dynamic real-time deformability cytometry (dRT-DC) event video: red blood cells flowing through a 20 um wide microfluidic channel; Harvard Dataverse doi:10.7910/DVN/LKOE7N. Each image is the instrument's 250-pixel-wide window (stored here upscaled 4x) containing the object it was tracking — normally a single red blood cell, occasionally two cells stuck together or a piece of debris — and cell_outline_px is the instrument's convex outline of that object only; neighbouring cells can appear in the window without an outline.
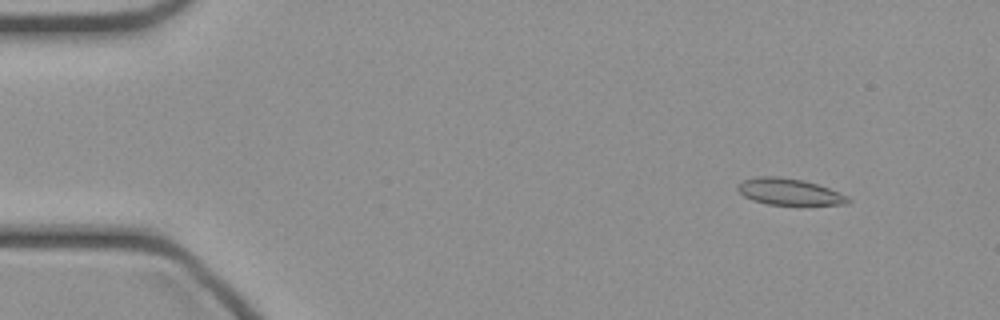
{"species": "common noctule bat (a hibernating species)", "species_latin": "Nyctalus noctula", "temperature_condition": "cold", "stored_images_in_passage": 47, "camera_frame_rate_fps": 3000, "um_per_image_px": 0.085, "animal": {"sex": "female", "body_mass_g": 21.9}, "frame": {"image": 1, "passage_image": 5, "time_ms": 1.333, "image_size_px": [1000, 320], "cell_outline_px": [[852, 200], [848, 204], [768, 204], [752, 200], [744, 196], [736, 188], [744, 180], [760, 176], [776, 176], [804, 180], [828, 188], [848, 196]], "centroid_in_image_um": [67.09, 16.29], "position_along_channel_um": 17.9, "area_um2": 16.7}}
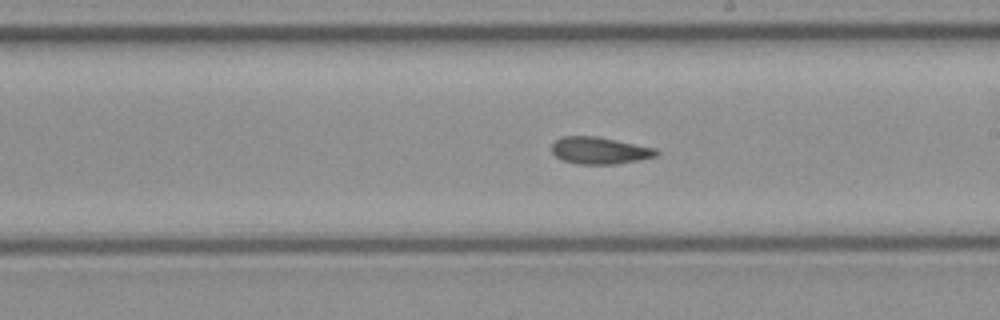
{"frame": {"image": 2, "passage_image": 27, "time_ms": 8.667, "image_size_px": [1000, 320], "cell_outline_px": [[660, 152], [656, 156], [640, 160], [616, 164], [576, 164], [564, 160], [556, 156], [552, 152], [552, 144], [556, 140], [564, 136], [596, 136], [656, 148]], "centroid_in_image_um": [50.99, 12.8], "position_along_channel_um": 238.0, "area_um2": 16.42}}
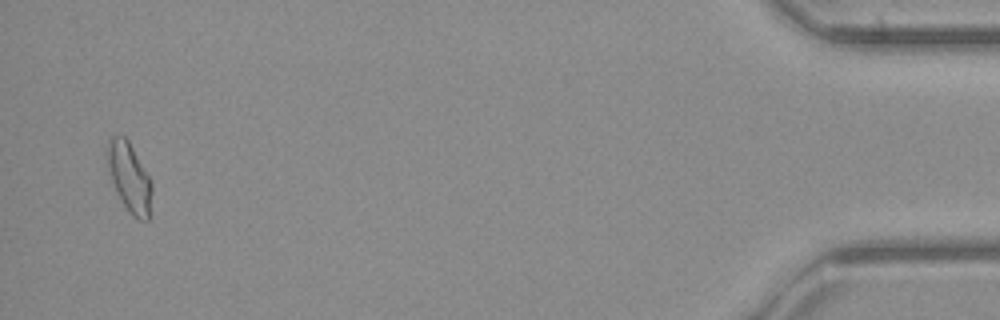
{"frame": {"image": 3, "passage_image": 46, "time_ms": 15.0, "image_size_px": [1000, 320], "cell_outline_px": [[152, 216], [148, 220], [140, 220], [132, 216], [128, 212], [116, 192], [108, 172], [104, 156], [104, 152], [108, 136], [124, 136], [128, 140], [148, 176], [152, 184]], "centroid_in_image_um": [10.96, 15.09], "position_along_channel_um": 424.2, "area_um2": 18.67}}